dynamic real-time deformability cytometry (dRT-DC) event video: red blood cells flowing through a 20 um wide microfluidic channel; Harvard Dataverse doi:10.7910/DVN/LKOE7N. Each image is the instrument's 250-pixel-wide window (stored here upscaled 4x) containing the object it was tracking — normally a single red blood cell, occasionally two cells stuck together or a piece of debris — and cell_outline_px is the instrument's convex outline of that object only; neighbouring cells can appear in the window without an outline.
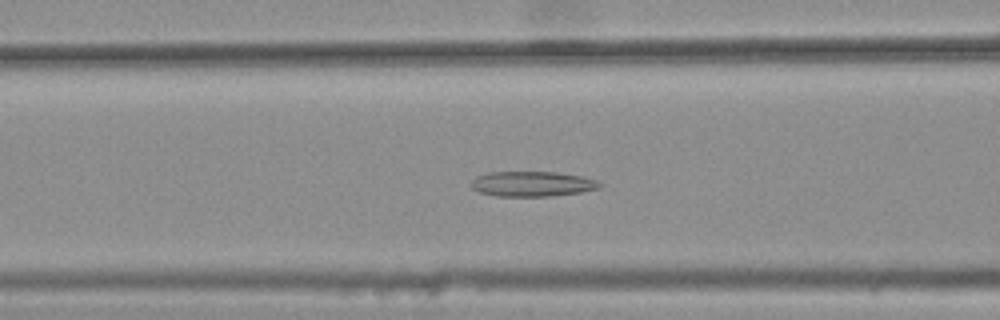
{"species": "common noctule bat (a hibernating species)", "species_latin": "Nyctalus noctula", "temperature_condition": "warm", "stored_images_in_passage": 44, "camera_frame_rate_fps": 3000, "um_per_image_px": 0.085, "animal": {"sex": "female", "body_mass_g": 25.1}, "frame": {"image": 1, "passage_image": 20, "time_ms": 6.333, "image_size_px": [1000, 320], "cell_outline_px": [[604, 184], [600, 188], [580, 192], [552, 196], [496, 196], [480, 192], [472, 188], [472, 180], [476, 176], [488, 172], [556, 172], [580, 176], [596, 180]], "centroid_in_image_um": [45.25, 15.63], "position_along_channel_um": 121.3, "area_um2": 18.79}}
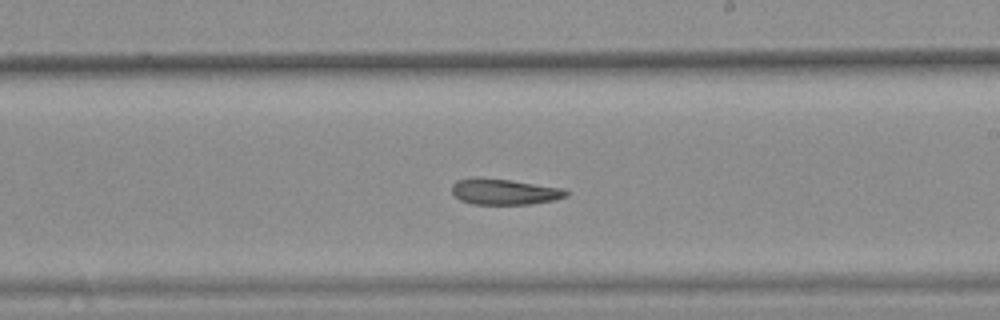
{"frame": {"image": 2, "passage_image": 30, "time_ms": 9.667, "image_size_px": [1000, 320], "cell_outline_px": [[568, 196], [556, 200], [532, 204], [472, 204], [460, 200], [452, 192], [452, 184], [456, 180], [472, 176], [480, 176], [512, 180], [564, 188], [568, 192]], "centroid_in_image_um": [42.86, 16.27], "position_along_channel_um": 246.1, "area_um2": 17.69}}
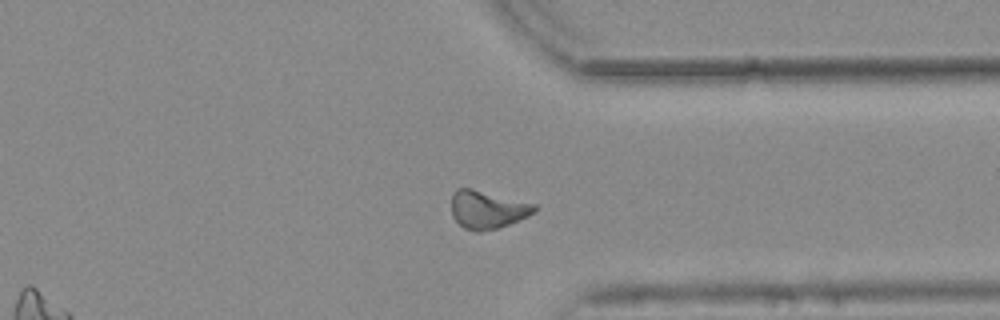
{"frame": {"image": 3, "passage_image": 40, "time_ms": 13.0, "image_size_px": [1000, 320], "cell_outline_px": [[536, 212], [528, 216], [508, 224], [496, 228], [480, 232], [476, 232], [464, 228], [452, 216], [452, 192], [456, 188], [472, 188], [536, 204]], "centroid_in_image_um": [41.42, 17.8], "position_along_channel_um": 370.0, "area_um2": 18.38}, "authors_computed_cell_mechanics": {"area_um2": 18.3804, "velocity_mm_per_s": 3.7513, "shape_relaxation_time_tau1_ms": null, "shape_relaxation_time_tau2_ms": 7.9901, "deformation_change_tau1": null, "deformation_change_tau2": 0.1754}}